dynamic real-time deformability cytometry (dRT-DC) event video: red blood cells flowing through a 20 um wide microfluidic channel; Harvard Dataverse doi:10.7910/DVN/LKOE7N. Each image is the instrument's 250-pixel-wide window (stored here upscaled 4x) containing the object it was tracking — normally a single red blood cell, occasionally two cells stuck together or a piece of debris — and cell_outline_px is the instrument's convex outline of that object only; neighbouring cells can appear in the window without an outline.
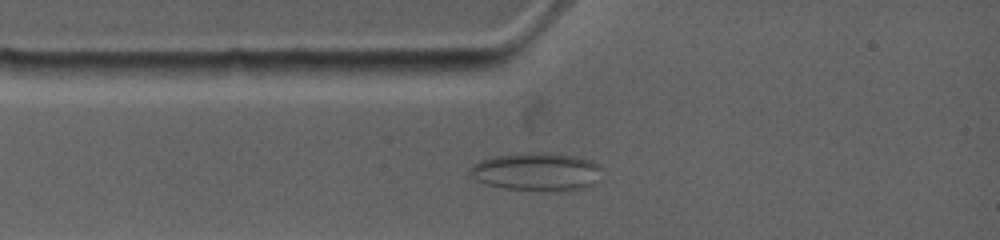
{"species": "common noctule bat (a hibernating species)", "species_latin": "Nyctalus noctula", "temperature_condition": "warm", "stored_images_in_passage": 47, "camera_frame_rate_fps": 4500, "um_per_image_px": 0.085, "animal": {"sex": "female", "body_mass_g": 19.0, "forearm_length_mm": 53.3}, "frame": {"image": 1, "passage_image": 6, "time_ms": 2.0, "image_size_px": [1000, 240], "cell_outline_px": [[604, 168], [600, 184], [588, 188], [504, 188], [484, 184], [472, 180], [468, 176], [468, 172], [476, 164], [484, 160], [508, 156], [564, 156], [584, 160], [596, 164]], "centroid_in_image_um": [45.66, 14.66], "position_along_channel_um": 39.3, "area_um2": 27.05}}
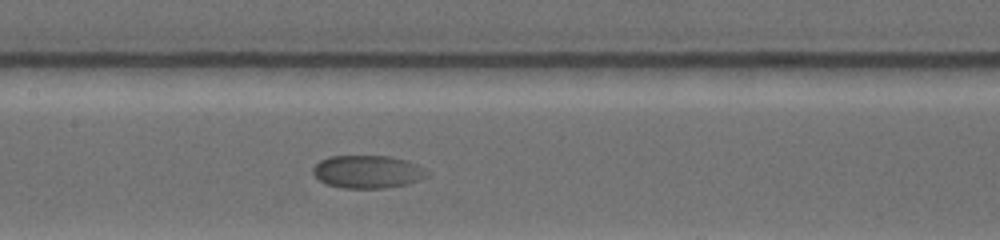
{"frame": {"image": 2, "passage_image": 24, "time_ms": 5.778, "image_size_px": [1000, 240], "cell_outline_px": [[428, 176], [420, 180], [408, 184], [392, 188], [340, 188], [324, 184], [312, 172], [316, 164], [320, 160], [332, 156], [384, 156], [400, 160], [428, 172]], "centroid_in_image_um": [31.17, 14.63], "position_along_channel_um": 176.2, "area_um2": 21.44}}
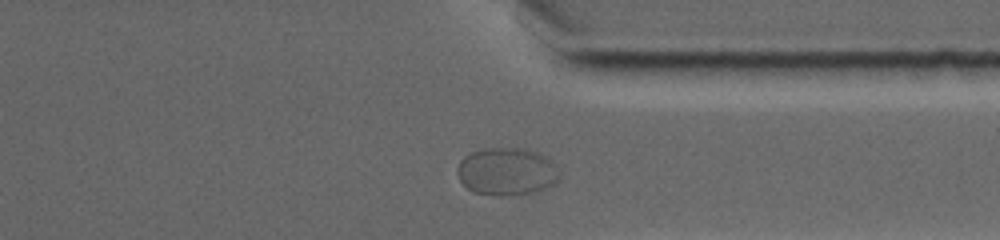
{"frame": {"image": 3, "passage_image": 42, "time_ms": 11.111, "image_size_px": [1000, 240], "cell_outline_px": [[560, 180], [548, 188], [536, 192], [500, 196], [496, 196], [472, 192], [460, 180], [456, 172], [456, 168], [460, 160], [464, 156], [472, 152], [484, 148], [516, 148], [532, 152], [544, 156], [556, 164], [560, 172]], "centroid_in_image_um": [43.07, 14.6], "position_along_channel_um": 368.3, "area_um2": 28.55}}